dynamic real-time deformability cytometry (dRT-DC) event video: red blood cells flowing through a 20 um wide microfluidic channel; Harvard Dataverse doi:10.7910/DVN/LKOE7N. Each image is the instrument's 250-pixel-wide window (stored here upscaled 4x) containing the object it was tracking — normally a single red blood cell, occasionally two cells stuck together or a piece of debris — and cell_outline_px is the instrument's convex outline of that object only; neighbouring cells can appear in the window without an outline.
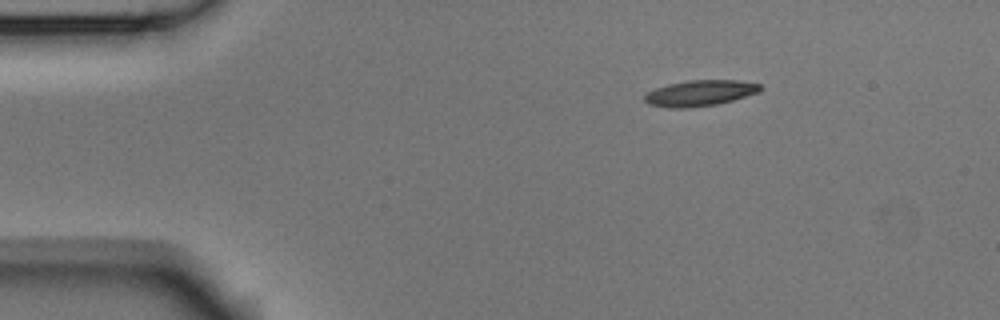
{"species": "Egyptian fruit bat (a non-hibernating species)", "species_latin": "Rousettus aegyptiacus", "temperature_condition": "room temperature", "stored_images_in_passage": 3, "camera_frame_rate_fps": 3000, "um_per_image_px": 0.085, "animal": {"sex": "male"}, "frame": {"image": 1, "passage_image": 1, "time_ms": 0.0, "image_size_px": [1000, 320], "cell_outline_px": [[764, 88], [760, 92], [732, 100], [716, 104], [688, 108], [668, 108], [648, 104], [644, 100], [644, 96], [648, 92], [656, 88], [668, 84], [688, 80], [740, 80], [760, 84]], "centroid_in_image_um": [59.51, 7.91], "position_along_channel_um": 25.5, "area_um2": 17.51}}